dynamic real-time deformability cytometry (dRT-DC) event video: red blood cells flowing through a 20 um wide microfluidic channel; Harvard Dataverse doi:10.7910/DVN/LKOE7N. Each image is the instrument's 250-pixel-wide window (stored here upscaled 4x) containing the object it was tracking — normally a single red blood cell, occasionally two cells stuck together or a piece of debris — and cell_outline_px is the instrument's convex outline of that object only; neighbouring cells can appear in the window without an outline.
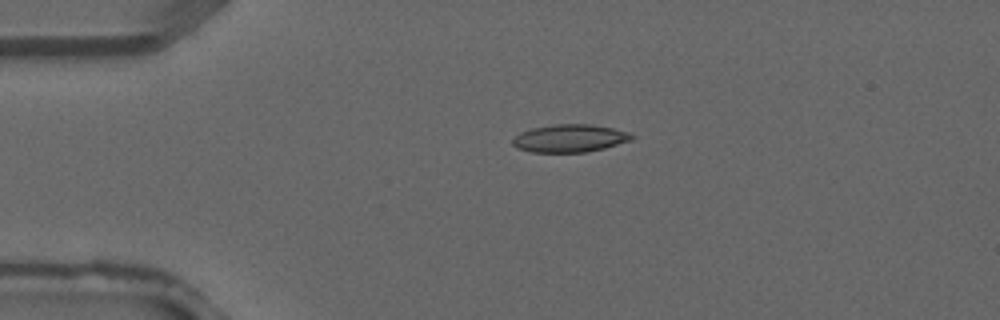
{"species": "common noctule bat (a hibernating species)", "species_latin": "Nyctalus noctula", "temperature_condition": "warm", "stored_images_in_passage": 4, "camera_frame_rate_fps": 3000, "um_per_image_px": 0.085, "animal": {"sex": "male", "forearm_length_mm": 52.5}, "frame": {"image": 1, "passage_image": 3, "time_ms": 0.667, "image_size_px": [1000, 320], "cell_outline_px": [[636, 136], [632, 140], [604, 148], [584, 152], [532, 152], [516, 148], [512, 144], [512, 140], [520, 132], [532, 128], [556, 124], [592, 124], [612, 128], [628, 132]], "centroid_in_image_um": [48.43, 11.75], "position_along_channel_um": 36.6, "area_um2": 19.25}}
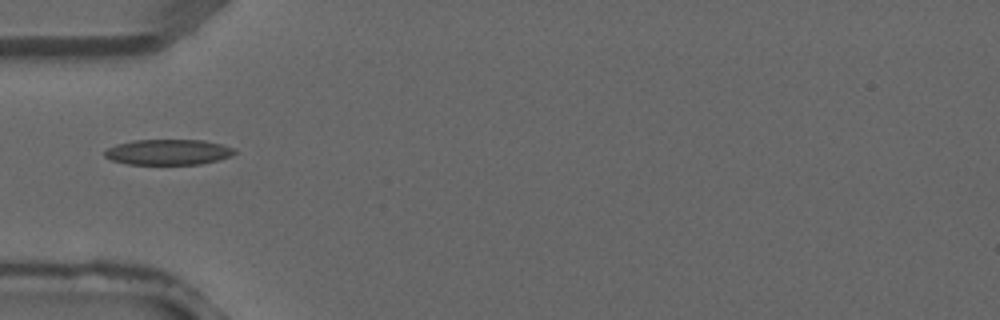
{"frame": {"image": 2, "passage_image": 4, "time_ms": 1.0, "image_size_px": [1000, 320], "cell_outline_px": [[236, 152], [220, 160], [200, 164], [128, 164], [112, 160], [104, 156], [104, 152], [108, 148], [116, 144], [132, 140], [204, 140], [220, 144], [232, 148]], "centroid_in_image_um": [14.26, 12.92], "position_along_channel_um": 70.7, "area_um2": 19.19}}